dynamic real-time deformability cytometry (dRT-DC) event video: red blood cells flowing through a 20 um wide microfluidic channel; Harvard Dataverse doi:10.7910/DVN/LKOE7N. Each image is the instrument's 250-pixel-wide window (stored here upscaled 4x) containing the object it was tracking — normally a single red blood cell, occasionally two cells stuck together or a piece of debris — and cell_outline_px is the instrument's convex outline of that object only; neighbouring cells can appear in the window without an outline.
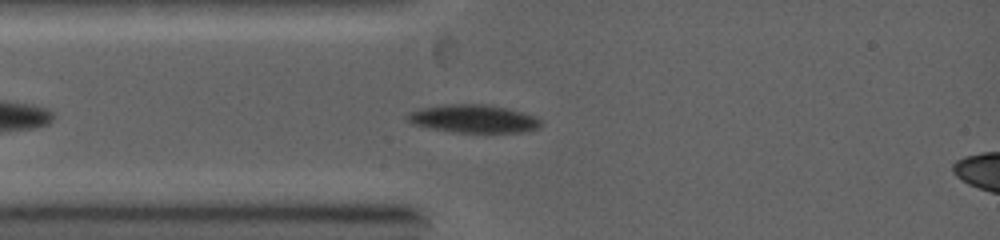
{"species": "common noctule bat (a hibernating species)", "species_latin": "Nyctalus noctula", "temperature_condition": "warm", "stored_images_in_passage": 2, "camera_frame_rate_fps": 5000, "um_per_image_px": 0.085, "animal": {"sex": "female", "body_mass_g": 19.0, "forearm_length_mm": 53.3}, "frame": {"image": 1, "passage_image": 1, "time_ms": 0.0, "image_size_px": [1000, 240], "cell_outline_px": [[544, 124], [540, 128], [520, 132], [460, 132], [432, 128], [412, 124], [404, 116], [408, 112], [420, 108], [444, 104], [492, 104], [508, 108], [536, 116]], "centroid_in_image_um": [40.27, 10.07], "position_along_channel_um": 44.7, "area_um2": 21.96}}